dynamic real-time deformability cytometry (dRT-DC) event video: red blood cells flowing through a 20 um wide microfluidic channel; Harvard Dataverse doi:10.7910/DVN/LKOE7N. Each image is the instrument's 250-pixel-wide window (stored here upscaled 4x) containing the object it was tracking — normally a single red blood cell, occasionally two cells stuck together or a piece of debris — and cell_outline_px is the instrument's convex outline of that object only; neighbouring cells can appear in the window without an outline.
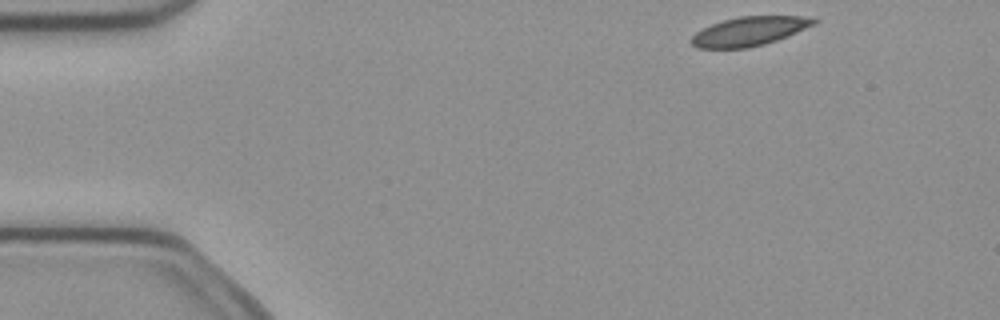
{"species": "common noctule bat (a hibernating species)", "species_latin": "Nyctalus noctula", "temperature_condition": "cold", "stored_images_in_passage": 3, "camera_frame_rate_fps": 3000, "um_per_image_px": 0.085, "animal": {"sex": "female", "body_mass_g": 21.9}, "frame": {"image": 1, "passage_image": 1, "time_ms": 0.0, "image_size_px": [1000, 320], "cell_outline_px": [[820, 20], [804, 28], [776, 40], [764, 44], [748, 48], [696, 48], [688, 40], [696, 32], [712, 24], [724, 20], [740, 16], [816, 16]], "centroid_in_image_um": [63.67, 2.65], "position_along_channel_um": 21.3, "area_um2": 20.58}}